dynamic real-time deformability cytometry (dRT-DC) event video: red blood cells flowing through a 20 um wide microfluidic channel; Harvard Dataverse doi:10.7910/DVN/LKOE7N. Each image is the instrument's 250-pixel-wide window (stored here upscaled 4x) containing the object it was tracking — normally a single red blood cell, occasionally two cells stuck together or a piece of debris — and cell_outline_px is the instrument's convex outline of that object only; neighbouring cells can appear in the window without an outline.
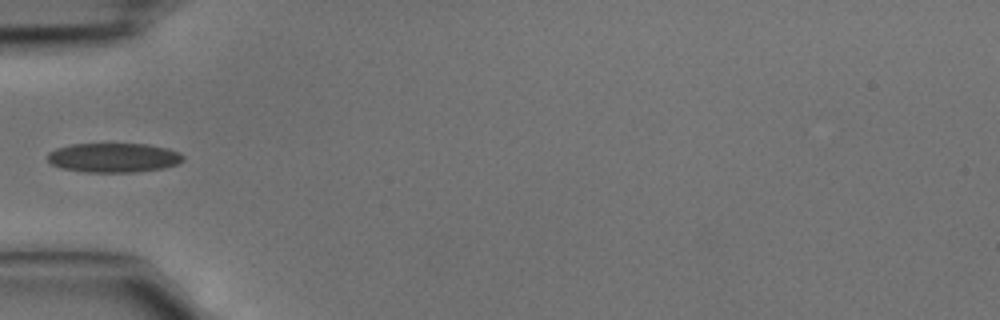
{"species": "common noctule bat (a hibernating species)", "species_latin": "Nyctalus noctula", "temperature_condition": "cold", "stored_images_in_passage": 4, "camera_frame_rate_fps": 3000, "um_per_image_px": 0.085, "animal": {"sex": "male", "body_mass_g": 15.6}, "frame": {"image": 1, "passage_image": 4, "time_ms": 1.0, "image_size_px": [1000, 320], "cell_outline_px": [[184, 160], [176, 164], [164, 168], [136, 172], [88, 172], [60, 168], [52, 164], [48, 160], [48, 152], [56, 148], [72, 144], [148, 144], [168, 148], [180, 152], [184, 156]], "centroid_in_image_um": [9.68, 13.4], "position_along_channel_um": 75.3, "area_um2": 23.29}}